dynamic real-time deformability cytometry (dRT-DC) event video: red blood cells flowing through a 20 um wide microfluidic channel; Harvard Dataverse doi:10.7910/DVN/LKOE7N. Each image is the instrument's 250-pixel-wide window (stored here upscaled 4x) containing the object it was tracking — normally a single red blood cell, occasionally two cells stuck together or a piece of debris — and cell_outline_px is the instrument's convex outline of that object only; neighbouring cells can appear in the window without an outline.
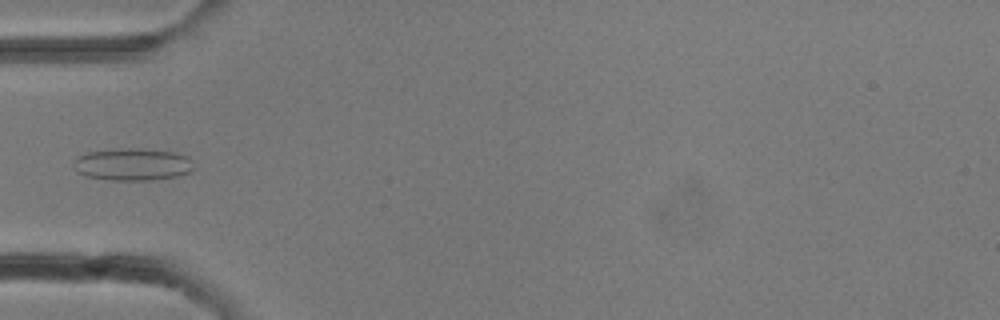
{"species": "common noctule bat (a hibernating species)", "species_latin": "Nyctalus noctula", "temperature_condition": "room temperature", "stored_images_in_passage": 17, "camera_frame_rate_fps": 3000, "um_per_image_px": 0.085, "animal": {"sex": "female"}, "frame": {"image": 1, "passage_image": 10, "time_ms": 3.0, "image_size_px": [1000, 320], "cell_outline_px": [[192, 168], [188, 172], [176, 176], [152, 180], [108, 180], [88, 176], [80, 172], [72, 164], [76, 156], [88, 152], [132, 148], [176, 152], [188, 156], [192, 160]], "centroid_in_image_um": [11.28, 13.97], "position_along_channel_um": 73.7, "area_um2": 22.31}}
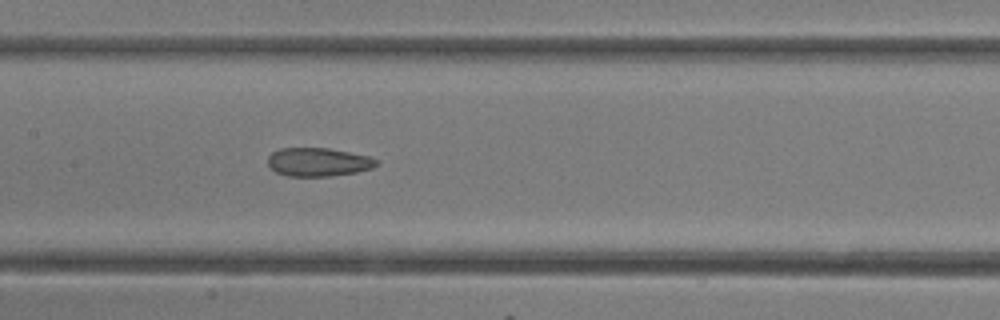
{"frame": {"image": 2, "passage_image": 15, "time_ms": 4.667, "image_size_px": [1000, 320], "cell_outline_px": [[380, 164], [372, 168], [356, 172], [332, 176], [288, 176], [276, 172], [268, 164], [268, 156], [272, 152], [280, 148], [328, 148], [368, 156], [380, 160]], "centroid_in_image_um": [27.08, 13.77], "position_along_channel_um": 180.3, "area_um2": 18.09}}
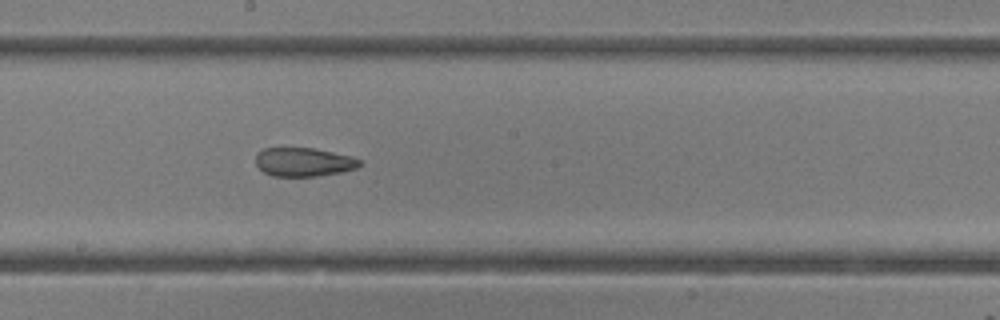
{"frame": {"image": 3, "passage_image": 17, "time_ms": 5.333, "image_size_px": [1000, 320], "cell_outline_px": [[364, 160], [356, 168], [340, 172], [316, 176], [272, 176], [264, 172], [256, 164], [256, 152], [264, 148], [312, 148], [352, 156]], "centroid_in_image_um": [25.81, 13.77], "position_along_channel_um": 222.4, "area_um2": 17.4}}